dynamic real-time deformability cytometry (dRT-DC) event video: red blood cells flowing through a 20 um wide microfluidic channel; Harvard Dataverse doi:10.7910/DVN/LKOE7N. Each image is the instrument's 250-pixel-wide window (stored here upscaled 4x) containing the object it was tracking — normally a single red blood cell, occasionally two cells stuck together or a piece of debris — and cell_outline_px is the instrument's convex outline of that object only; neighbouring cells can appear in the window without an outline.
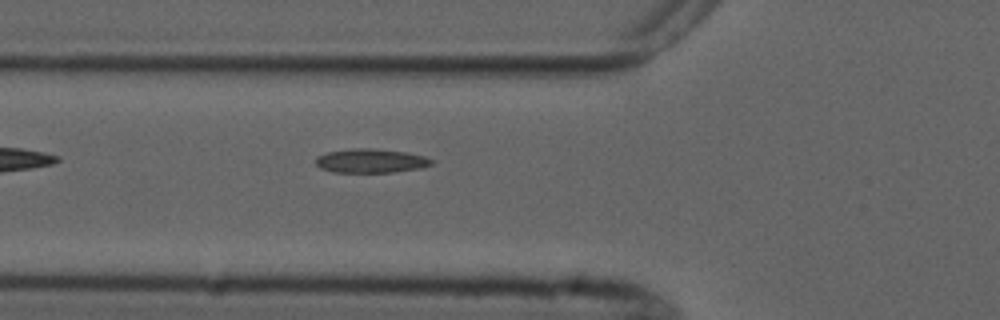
{"species": "common noctule bat (a hibernating species)", "species_latin": "Nyctalus noctula", "temperature_condition": "cold", "stored_images_in_passage": 5, "camera_frame_rate_fps": 3000, "um_per_image_px": 0.085, "animal": {"sex": "male", "forearm_length_mm": 52.5}, "frame": {"image": 1, "passage_image": 5, "time_ms": 6.0, "image_size_px": [1000, 320], "cell_outline_px": [[436, 160], [432, 164], [424, 168], [392, 172], [332, 172], [320, 168], [316, 164], [316, 156], [328, 152], [352, 148], [372, 148], [408, 152], [424, 156]], "centroid_in_image_um": [31.56, 13.67], "position_along_channel_um": 94.2, "area_um2": 16.42}}